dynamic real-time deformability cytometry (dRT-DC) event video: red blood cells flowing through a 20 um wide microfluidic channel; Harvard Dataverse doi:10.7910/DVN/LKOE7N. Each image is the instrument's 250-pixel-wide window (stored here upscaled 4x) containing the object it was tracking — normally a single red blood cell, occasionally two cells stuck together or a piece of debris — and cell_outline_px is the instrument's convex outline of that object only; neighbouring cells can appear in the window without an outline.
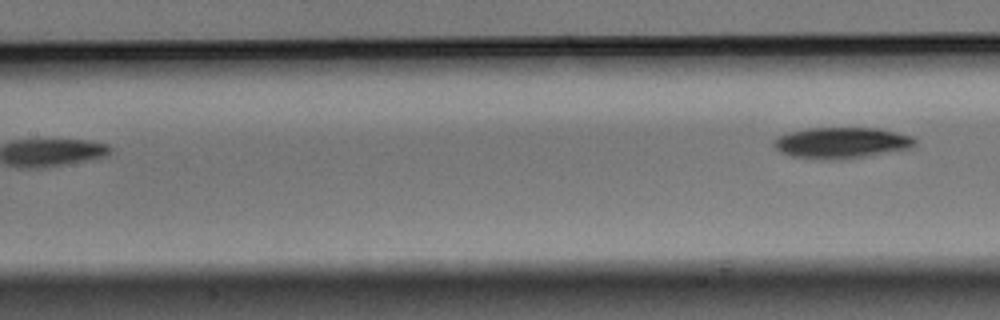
{"species": "Egyptian fruit bat (a non-hibernating species)", "species_latin": "Rousettus aegyptiacus", "temperature_condition": "warm", "stored_images_in_passage": 7, "segment_of_instrument_passage": [2, 2], "camera_frame_rate_fps": 3000, "um_per_image_px": 0.085, "animal": {"sex": "male"}, "frame": {"image": 1, "passage_image": 7, "time_ms": 2.0, "image_size_px": [1000, 320], "cell_outline_px": [[916, 144], [912, 148], [840, 160], [792, 156], [780, 152], [772, 144], [772, 140], [780, 136], [792, 132], [808, 128], [880, 128], [912, 136], [916, 140]], "centroid_in_image_um": [71.55, 12.13], "position_along_channel_um": 135.8, "area_um2": 25.32}}